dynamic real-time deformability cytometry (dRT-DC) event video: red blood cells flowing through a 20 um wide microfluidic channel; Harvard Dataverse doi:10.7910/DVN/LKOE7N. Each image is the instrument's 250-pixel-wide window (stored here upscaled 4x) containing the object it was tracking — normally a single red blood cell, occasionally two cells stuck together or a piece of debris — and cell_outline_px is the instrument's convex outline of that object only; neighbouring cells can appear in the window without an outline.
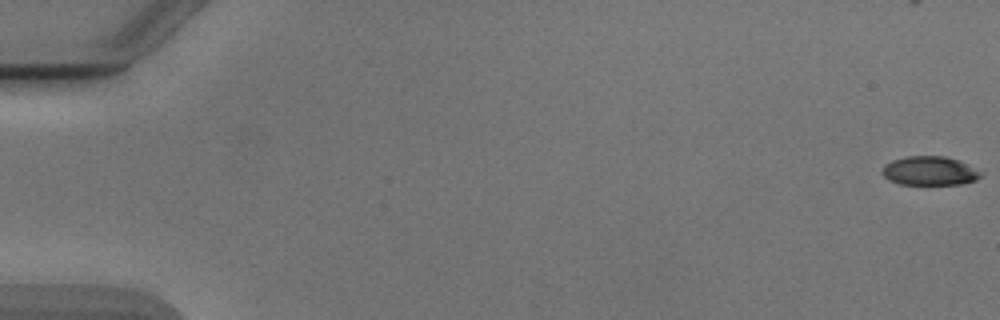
{"species": "Egyptian fruit bat (a non-hibernating species)", "species_latin": "Rousettus aegyptiacus", "temperature_condition": "cold", "stored_images_in_passage": 7, "camera_frame_rate_fps": 3000, "um_per_image_px": 0.085, "animal": {"sex": "male"}, "frame": {"image": 1, "passage_image": 1, "time_ms": 0.0, "image_size_px": [1000, 320], "cell_outline_px": [[984, 172], [976, 180], [960, 184], [900, 184], [888, 180], [880, 172], [884, 164], [892, 160], [908, 156], [944, 156], [956, 160]], "centroid_in_image_um": [78.98, 14.52], "position_along_channel_um": 6.0, "area_um2": 16.59}}
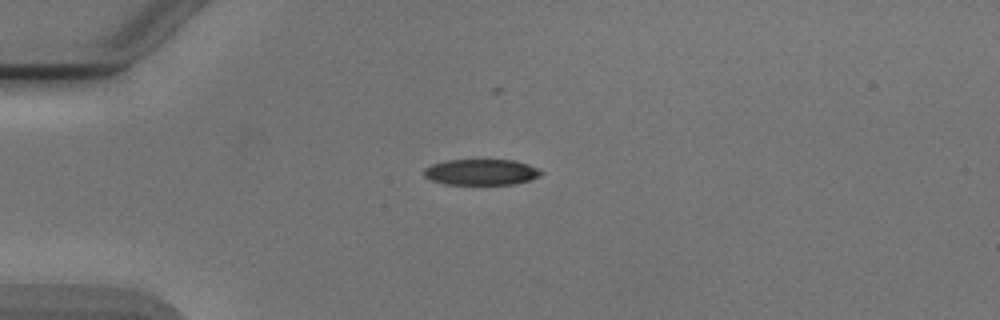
{"frame": {"image": 2, "passage_image": 5, "time_ms": 4.667, "image_size_px": [1000, 320], "cell_outline_px": [[544, 172], [528, 180], [512, 184], [444, 184], [432, 180], [424, 176], [424, 168], [432, 164], [444, 160], [516, 160], [540, 168]], "centroid_in_image_um": [40.89, 14.61], "position_along_channel_um": 44.1, "area_um2": 17.63}}
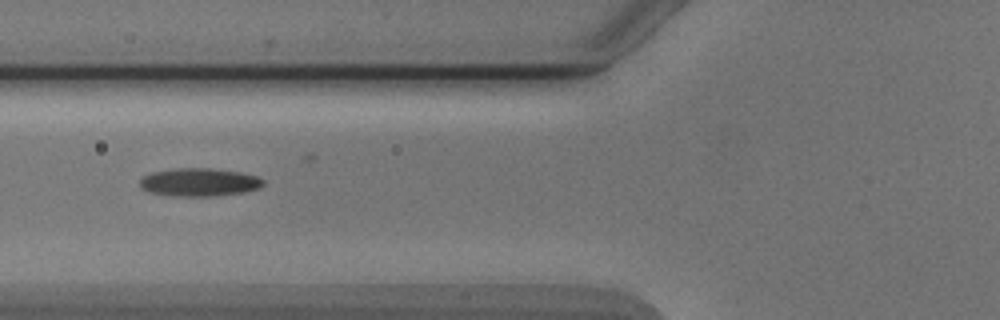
{"frame": {"image": 3, "passage_image": 7, "time_ms": 7.0, "image_size_px": [1000, 320], "cell_outline_px": [[264, 184], [260, 188], [244, 192], [216, 196], [168, 196], [148, 192], [140, 188], [140, 180], [144, 176], [152, 172], [176, 168], [212, 168], [240, 172], [256, 176], [264, 180]], "centroid_in_image_um": [16.92, 15.49], "position_along_channel_um": 108.9, "area_um2": 20.4}}